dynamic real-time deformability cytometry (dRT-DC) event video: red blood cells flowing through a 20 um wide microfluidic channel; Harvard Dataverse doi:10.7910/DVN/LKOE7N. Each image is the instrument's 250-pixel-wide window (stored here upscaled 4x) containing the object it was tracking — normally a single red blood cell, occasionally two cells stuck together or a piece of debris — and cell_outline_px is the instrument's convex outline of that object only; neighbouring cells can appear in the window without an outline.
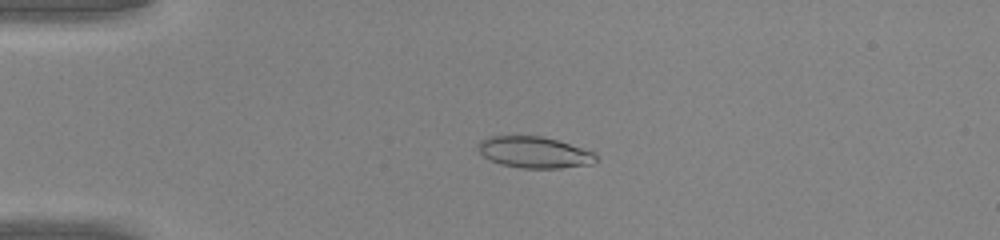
{"species": "common noctule bat (a hibernating species)", "species_latin": "Nyctalus noctula", "temperature_condition": "warm", "stored_images_in_passage": 46, "camera_frame_rate_fps": 3000, "um_per_image_px": 0.085, "animal": {"sex": "male", "body_mass_g": 20.0, "forearm_length_mm": 53.3}, "frame": {"image": 1, "passage_image": 11, "time_ms": 3.333, "image_size_px": [1000, 240], "cell_outline_px": [[600, 160], [592, 164], [560, 168], [520, 168], [500, 164], [484, 156], [476, 148], [476, 144], [480, 140], [488, 136], [540, 136], [556, 140], [596, 152]], "centroid_in_image_um": [45.43, 12.95], "position_along_channel_um": 39.6, "area_um2": 21.73}}
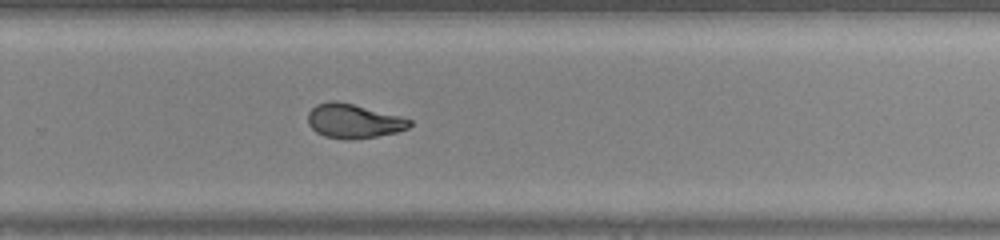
{"frame": {"image": 2, "passage_image": 31, "time_ms": 10.0, "image_size_px": [1000, 240], "cell_outline_px": [[412, 124], [408, 128], [396, 132], [376, 136], [352, 140], [344, 140], [324, 136], [316, 132], [308, 124], [308, 112], [316, 104], [328, 100], [336, 100], [400, 116], [412, 120]], "centroid_in_image_um": [30.02, 10.29], "position_along_channel_um": 299.8, "area_um2": 20.35}}
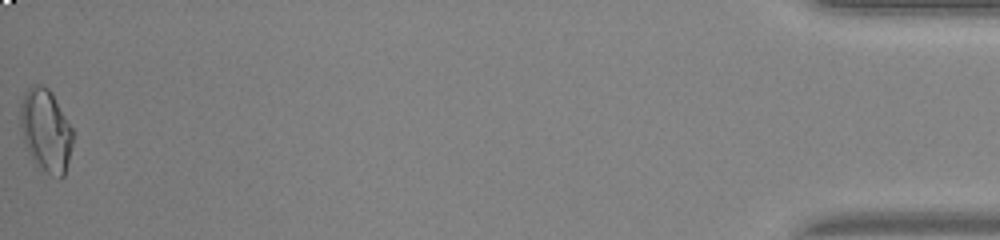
{"frame": {"image": 3, "passage_image": 46, "time_ms": 15.0, "image_size_px": [1000, 240], "cell_outline_px": [[72, 144], [64, 176], [52, 176], [32, 164], [24, 144], [20, 128], [20, 104], [24, 92], [32, 84], [40, 84], [48, 88], [52, 92], [72, 128]], "centroid_in_image_um": [3.85, 11.09], "position_along_channel_um": 431.4, "area_um2": 25.66}}